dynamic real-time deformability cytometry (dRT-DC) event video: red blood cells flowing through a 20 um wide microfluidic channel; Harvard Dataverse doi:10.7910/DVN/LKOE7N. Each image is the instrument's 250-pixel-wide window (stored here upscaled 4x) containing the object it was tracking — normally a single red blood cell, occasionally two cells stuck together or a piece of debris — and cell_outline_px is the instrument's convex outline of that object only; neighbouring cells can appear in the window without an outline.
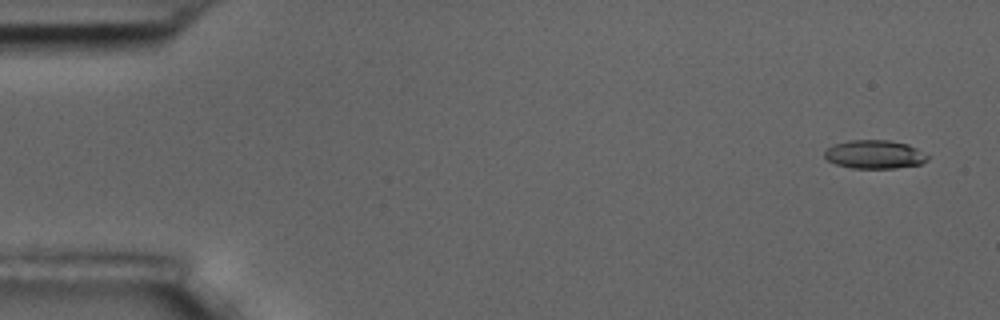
{"species": "common noctule bat (a hibernating species)", "species_latin": "Nyctalus noctula", "temperature_condition": "room temperature", "stored_images_in_passage": 6, "segment_of_instrument_passage": [2, 2], "camera_frame_rate_fps": 3000, "um_per_image_px": 0.085, "animal": {"sex": "male", "body_mass_g": 17.5, "forearm_length_mm": 52.3}, "frame": {"image": 1, "passage_image": 6, "time_ms": 6.333, "image_size_px": [1000, 320], "cell_outline_px": [[928, 160], [920, 164], [896, 168], [852, 168], [836, 164], [828, 160], [824, 156], [824, 152], [832, 144], [848, 140], [888, 140], [908, 144], [916, 148], [928, 156]], "centroid_in_image_um": [74.32, 13.12], "position_along_channel_um": 10.7, "area_um2": 17.11}}